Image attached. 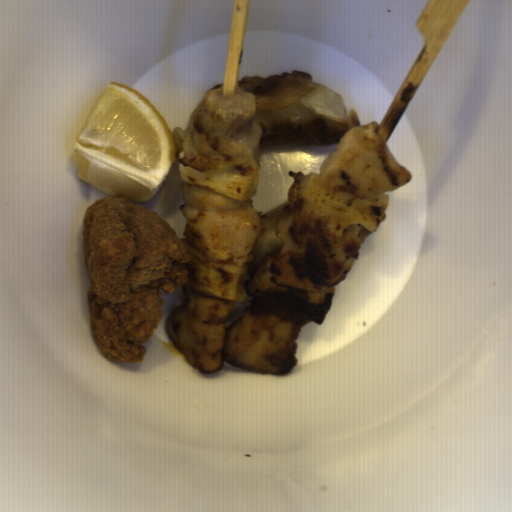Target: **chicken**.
I'll return each instance as SVG.
<instances>
[{
	"label": "chicken",
	"instance_id": "obj_1",
	"mask_svg": "<svg viewBox=\"0 0 512 512\" xmlns=\"http://www.w3.org/2000/svg\"><path fill=\"white\" fill-rule=\"evenodd\" d=\"M82 247L97 348L117 362H143L144 345L162 320V294L188 281L192 255L157 212L117 194L86 208Z\"/></svg>",
	"mask_w": 512,
	"mask_h": 512
}]
</instances>
